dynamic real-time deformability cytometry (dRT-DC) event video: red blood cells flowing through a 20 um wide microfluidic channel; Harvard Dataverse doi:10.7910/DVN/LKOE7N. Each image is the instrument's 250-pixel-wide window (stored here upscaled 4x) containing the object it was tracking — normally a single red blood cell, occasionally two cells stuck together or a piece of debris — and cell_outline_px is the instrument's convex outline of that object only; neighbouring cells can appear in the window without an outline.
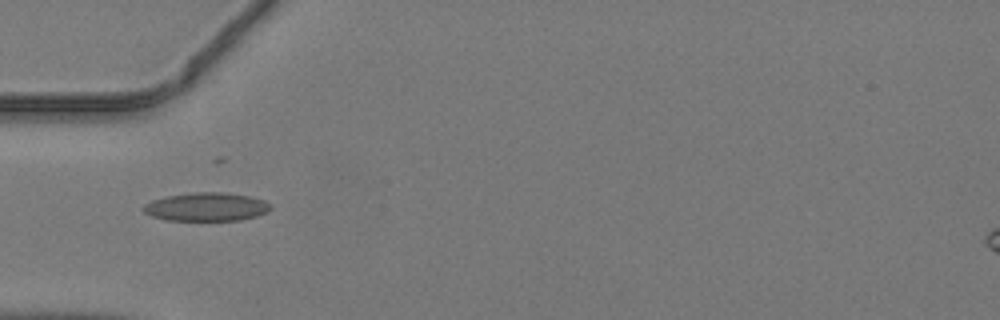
{"species": "common noctule bat (a hibernating species)", "species_latin": "Nyctalus noctula", "temperature_condition": "warm", "stored_images_in_passage": 26, "camera_frame_rate_fps": 3000, "um_per_image_px": 0.085, "animal": {"sex": "male", "body_mass_g": 19.2, "forearm_length_mm": 51.8}, "frame": {"image": 1, "passage_image": 15, "time_ms": 4.667, "image_size_px": [1000, 320], "cell_outline_px": [[272, 208], [268, 212], [256, 216], [240, 220], [164, 220], [152, 216], [144, 212], [140, 208], [144, 204], [152, 200], [168, 196], [192, 192], [220, 192], [248, 196], [264, 200], [272, 204]], "centroid_in_image_um": [17.54, 17.58], "position_along_channel_um": 67.5, "area_um2": 21.15}}
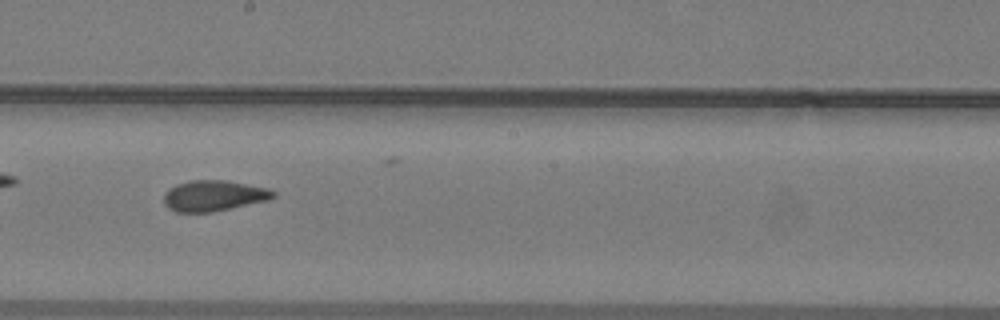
{"frame": {"image": 2, "passage_image": 26, "time_ms": 8.333, "image_size_px": [1000, 320], "cell_outline_px": [[276, 196], [268, 200], [212, 212], [176, 212], [168, 208], [164, 204], [164, 192], [168, 188], [176, 184], [192, 180], [224, 180], [268, 188], [276, 192]], "centroid_in_image_um": [18.14, 16.63], "position_along_channel_um": 230.1, "area_um2": 19.65}}